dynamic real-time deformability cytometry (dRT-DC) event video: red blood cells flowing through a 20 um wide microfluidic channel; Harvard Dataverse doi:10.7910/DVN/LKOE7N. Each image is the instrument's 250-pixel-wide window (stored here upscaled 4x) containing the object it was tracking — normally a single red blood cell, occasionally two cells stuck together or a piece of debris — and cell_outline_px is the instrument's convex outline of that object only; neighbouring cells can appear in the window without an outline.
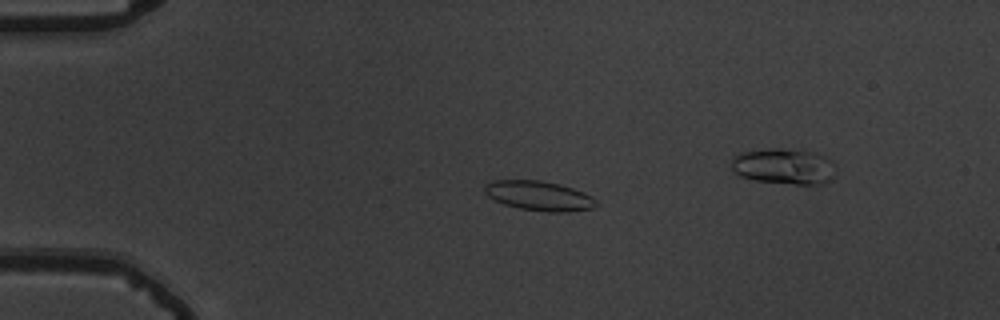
{"species": "common noctule bat (a hibernating species)", "species_latin": "Nyctalus noctula", "temperature_condition": "warm", "stored_images_in_passage": 52, "camera_frame_rate_fps": 3000, "um_per_image_px": 0.085, "animal": {"sex": "male", "body_mass_g": 19.5, "forearm_length_mm": 54.6}, "frame": {"image": 1, "passage_image": 9, "time_ms": 2.667, "image_size_px": [1000, 320], "cell_outline_px": [[596, 204], [592, 208], [568, 212], [548, 212], [520, 208], [504, 204], [488, 196], [484, 192], [484, 184], [492, 180], [540, 180], [560, 184], [584, 192], [592, 196], [596, 200]], "centroid_in_image_um": [45.8, 16.63], "position_along_channel_um": 39.2, "area_um2": 19.25}}
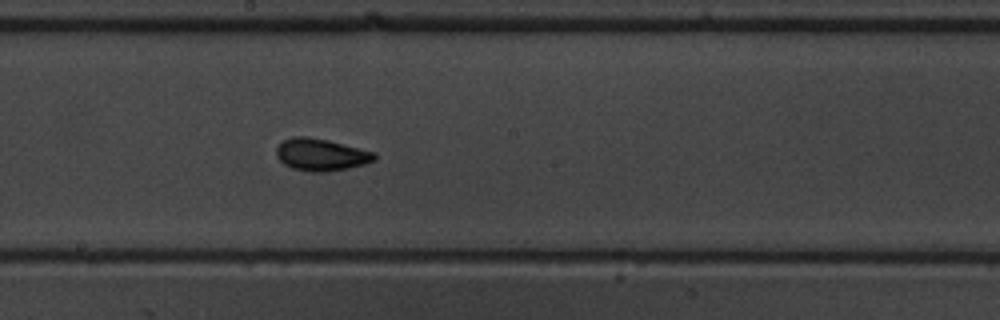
{"frame": {"image": 2, "passage_image": 27, "time_ms": 8.667, "image_size_px": [1000, 320], "cell_outline_px": [[376, 160], [364, 164], [348, 168], [328, 172], [312, 172], [292, 168], [284, 164], [276, 156], [276, 148], [284, 140], [292, 136], [308, 136], [328, 140], [376, 152]], "centroid_in_image_um": [27.3, 13.14], "position_along_channel_um": 220.9, "area_um2": 18.5}}
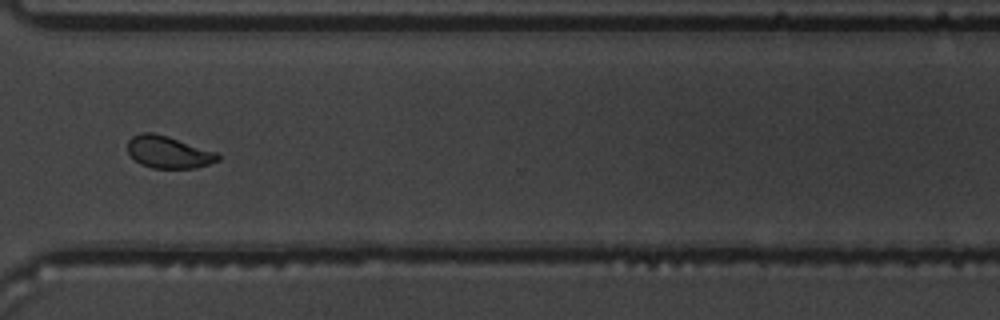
{"frame": {"image": 3, "passage_image": 38, "time_ms": 12.333, "image_size_px": [1000, 320], "cell_outline_px": [[220, 160], [196, 168], [152, 168], [140, 164], [128, 152], [128, 140], [132, 136], [140, 132], [152, 132], [168, 136], [220, 152]], "centroid_in_image_um": [14.36, 12.92], "position_along_channel_um": 356.2, "area_um2": 17.17}, "authors_computed_cell_mechanics": {"area_um2": 17.5134, "velocity_mm_per_s": 3.6954, "shape_relaxation_time_tau1_ms": 5.4827, "shape_relaxation_time_tau2_ms": 1.1758, "deformation_change_tau1": 0.1312, "deformation_change_tau2": 0.0514}}